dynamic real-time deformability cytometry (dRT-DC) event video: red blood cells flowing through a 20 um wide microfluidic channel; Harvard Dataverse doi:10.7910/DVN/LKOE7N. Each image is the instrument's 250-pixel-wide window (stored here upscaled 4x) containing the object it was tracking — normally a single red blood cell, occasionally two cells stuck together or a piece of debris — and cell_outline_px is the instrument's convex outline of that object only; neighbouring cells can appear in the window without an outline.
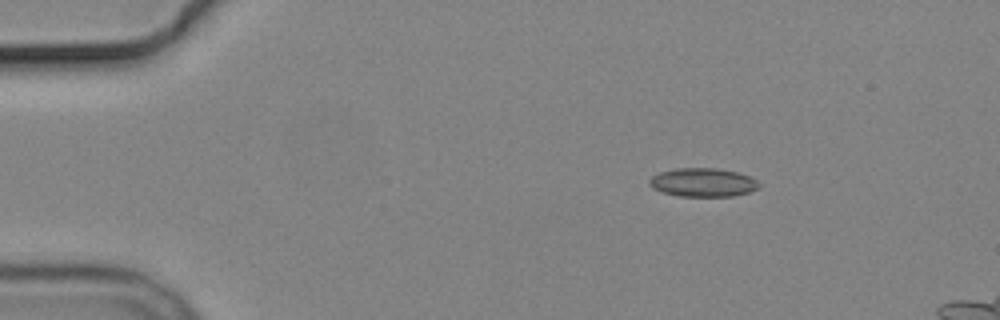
{"species": "common noctule bat (a hibernating species)", "species_latin": "Nyctalus noctula", "temperature_condition": "cold", "stored_images_in_passage": 5, "camera_frame_rate_fps": 3000, "um_per_image_px": 0.085, "animal": {"sex": "male", "body_mass_g": 19.2, "forearm_length_mm": 51.8}, "frame": {"image": 1, "passage_image": 2, "time_ms": 1.333, "image_size_px": [1000, 320], "cell_outline_px": [[760, 188], [748, 192], [732, 196], [676, 196], [652, 188], [648, 184], [648, 180], [652, 176], [660, 172], [676, 168], [716, 168], [736, 172], [748, 176], [756, 180], [760, 184]], "centroid_in_image_um": [59.72, 15.51], "position_along_channel_um": 25.3, "area_um2": 18.26}}